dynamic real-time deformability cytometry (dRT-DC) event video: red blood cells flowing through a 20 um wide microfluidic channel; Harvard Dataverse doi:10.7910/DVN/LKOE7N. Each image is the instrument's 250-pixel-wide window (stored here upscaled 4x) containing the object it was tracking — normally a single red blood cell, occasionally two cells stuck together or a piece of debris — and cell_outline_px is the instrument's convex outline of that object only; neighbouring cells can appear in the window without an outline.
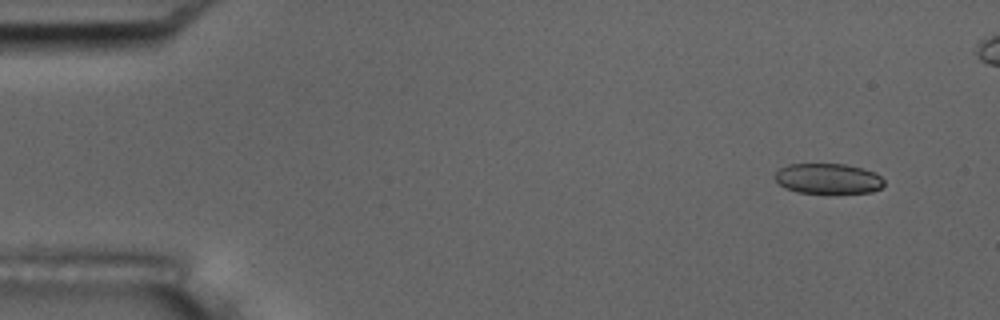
{"species": "common noctule bat (a hibernating species)", "species_latin": "Nyctalus noctula", "temperature_condition": "room temperature", "stored_images_in_passage": 52, "camera_frame_rate_fps": 3000, "um_per_image_px": 0.085, "animal": {"sex": "male", "body_mass_g": 17.5, "forearm_length_mm": 52.3}, "frame": {"image": 1, "passage_image": 1, "time_ms": 0.0, "image_size_px": [1000, 320], "cell_outline_px": [[884, 184], [880, 188], [872, 192], [796, 192], [784, 188], [772, 176], [780, 168], [788, 164], [844, 164], [864, 168], [876, 172], [884, 180]], "centroid_in_image_um": [70.37, 15.16], "position_along_channel_um": 14.6, "area_um2": 19.25}}
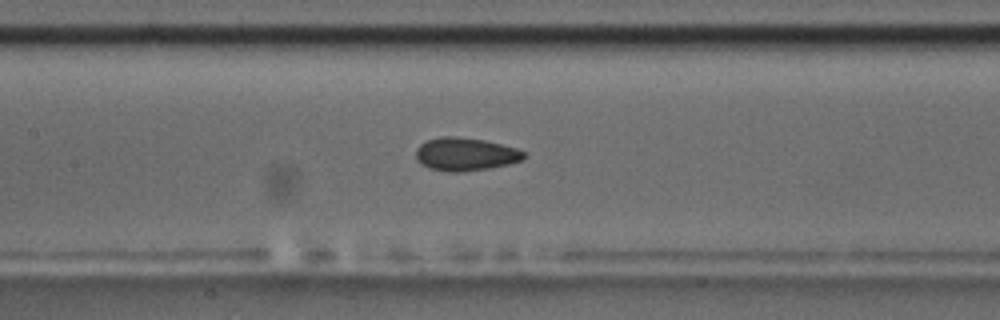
{"frame": {"image": 2, "passage_image": 22, "time_ms": 7.0, "image_size_px": [1000, 320], "cell_outline_px": [[528, 156], [520, 160], [508, 164], [488, 168], [460, 172], [448, 172], [428, 168], [420, 164], [416, 160], [416, 148], [420, 144], [428, 140], [440, 136], [456, 136], [484, 140], [516, 148], [524, 152]], "centroid_in_image_um": [39.52, 13.11], "position_along_channel_um": 167.9, "area_um2": 20.87}}
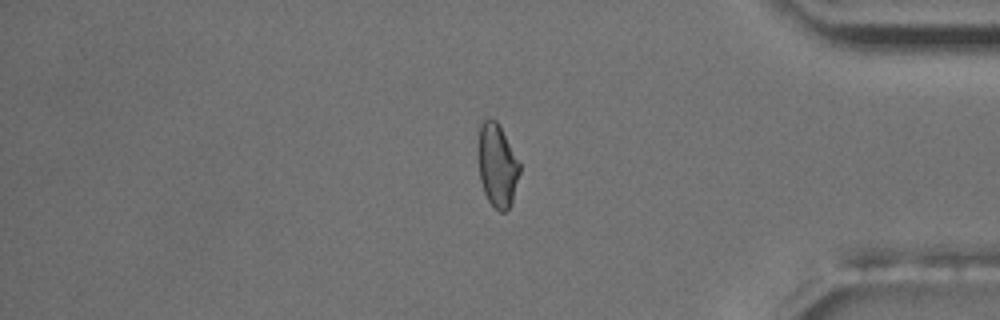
{"frame": {"image": 3, "passage_image": 42, "time_ms": 13.667, "image_size_px": [1000, 320], "cell_outline_px": [[520, 172], [512, 200], [508, 208], [504, 212], [500, 212], [488, 200], [484, 192], [480, 180], [476, 156], [476, 152], [480, 116], [496, 120], [520, 164]], "centroid_in_image_um": [42.19, 13.98], "position_along_channel_um": 393.0, "area_um2": 20.46}, "authors_computed_cell_mechanics": {"area_um2": 20.5479, "velocity_mm_per_s": 3.7526, "shape_relaxation_time_tau1_ms": 6.1764, "shape_relaxation_time_tau2_ms": 1.7148, "deformation_change_tau1": 0.1166, "deformation_change_tau2": 0.0616}}